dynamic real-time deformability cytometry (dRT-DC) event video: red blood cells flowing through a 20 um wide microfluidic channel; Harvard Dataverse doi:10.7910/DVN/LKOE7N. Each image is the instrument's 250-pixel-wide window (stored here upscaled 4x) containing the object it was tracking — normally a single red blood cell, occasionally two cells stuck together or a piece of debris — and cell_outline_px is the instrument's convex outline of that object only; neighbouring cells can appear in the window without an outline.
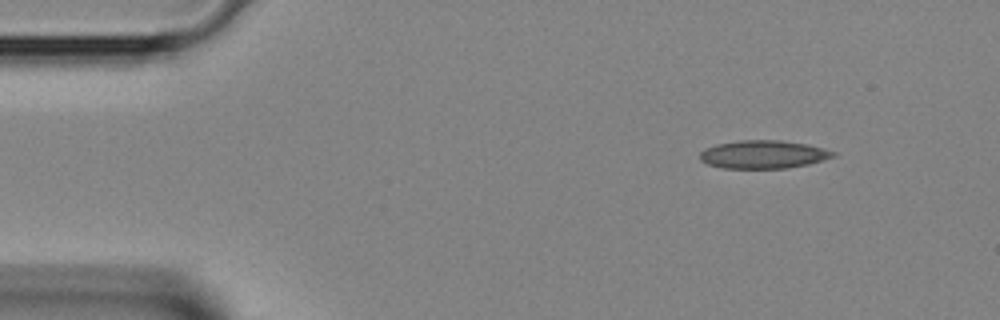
{"species": "Egyptian fruit bat (a non-hibernating species)", "species_latin": "Rousettus aegyptiacus", "temperature_condition": "room temperature", "stored_images_in_passage": 2, "camera_frame_rate_fps": 3000, "um_per_image_px": 0.085, "animal": {"sex": "female"}, "frame": {"image": 1, "passage_image": 1, "time_ms": 0.0, "image_size_px": [1000, 320], "cell_outline_px": [[836, 156], [808, 164], [788, 168], [724, 168], [708, 164], [700, 160], [700, 152], [704, 148], [716, 144], [740, 140], [780, 140], [808, 144], [836, 152]], "centroid_in_image_um": [64.87, 13.12], "position_along_channel_um": 20.1, "area_um2": 21.85}}